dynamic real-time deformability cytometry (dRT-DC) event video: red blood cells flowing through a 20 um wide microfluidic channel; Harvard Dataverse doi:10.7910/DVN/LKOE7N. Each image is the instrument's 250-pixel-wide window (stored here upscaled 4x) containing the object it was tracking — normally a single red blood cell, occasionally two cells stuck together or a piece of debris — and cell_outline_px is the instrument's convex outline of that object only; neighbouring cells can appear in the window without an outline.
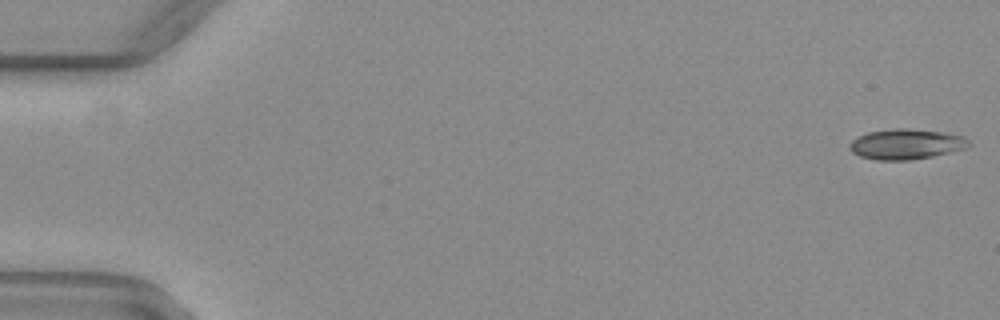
{"species": "common noctule bat (a hibernating species)", "species_latin": "Nyctalus noctula", "temperature_condition": "warm", "stored_images_in_passage": 51, "camera_frame_rate_fps": 3000, "um_per_image_px": 0.085, "animal": {"sex": "female", "body_mass_g": 29.2, "forearm_length_mm": 56.3}, "frame": {"image": 1, "passage_image": 1, "time_ms": 0.0, "image_size_px": [1000, 320], "cell_outline_px": [[972, 144], [964, 148], [932, 156], [912, 160], [876, 160], [860, 156], [852, 152], [848, 148], [852, 140], [868, 132], [896, 128], [904, 128], [944, 132], [964, 136]], "centroid_in_image_um": [77.01, 12.25], "position_along_channel_um": 8.0, "area_um2": 20.92}}
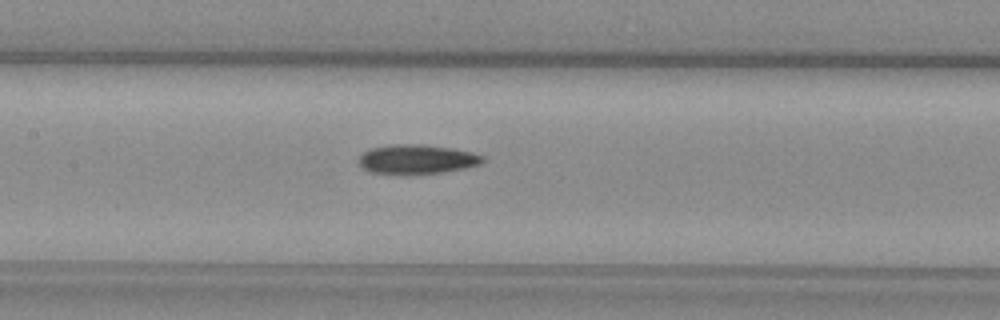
{"frame": {"image": 2, "passage_image": 25, "time_ms": 8.0, "image_size_px": [1000, 320], "cell_outline_px": [[484, 160], [480, 164], [464, 168], [444, 172], [372, 172], [364, 168], [360, 164], [360, 156], [364, 152], [372, 148], [392, 144], [428, 144], [452, 148], [472, 152], [484, 156]], "centroid_in_image_um": [35.5, 13.49], "position_along_channel_um": 171.9, "area_um2": 20.52}}
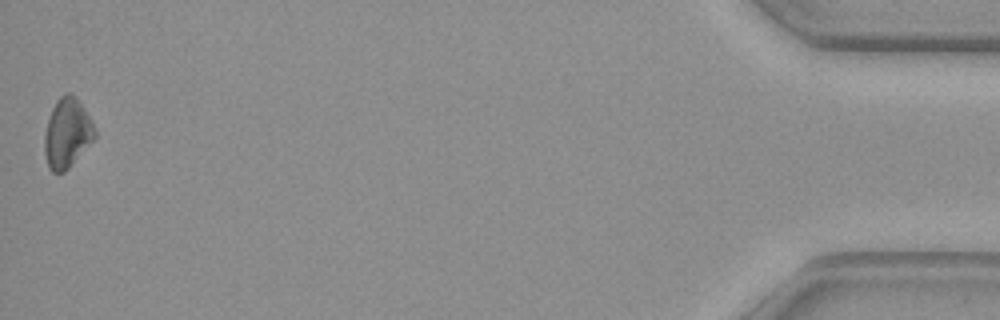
{"frame": {"image": 3, "passage_image": 51, "time_ms": 16.667, "image_size_px": [1000, 320], "cell_outline_px": [[96, 136], [68, 168], [64, 172], [52, 172], [48, 168], [44, 152], [44, 132], [52, 108], [56, 100], [60, 96], [68, 92], [76, 96], [96, 128]], "centroid_in_image_um": [5.69, 11.3], "position_along_channel_um": 429.5, "area_um2": 20.29}}